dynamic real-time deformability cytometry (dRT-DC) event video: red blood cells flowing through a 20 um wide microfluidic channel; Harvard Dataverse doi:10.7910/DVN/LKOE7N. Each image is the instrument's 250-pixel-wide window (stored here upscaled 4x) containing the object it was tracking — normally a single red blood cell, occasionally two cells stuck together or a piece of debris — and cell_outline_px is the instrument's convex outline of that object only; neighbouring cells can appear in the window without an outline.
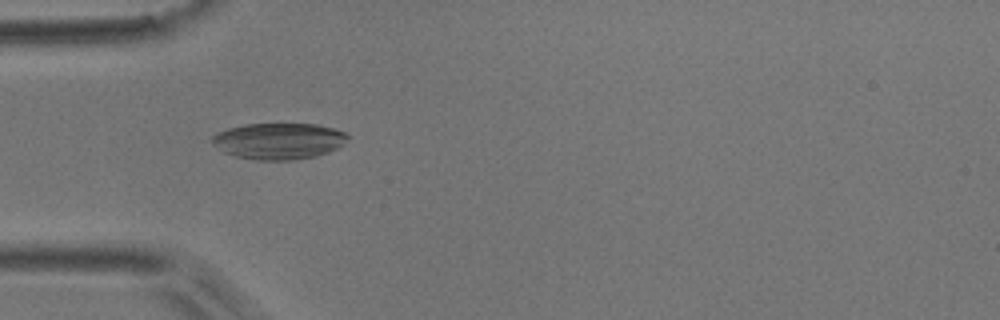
{"species": "common noctule bat (a hibernating species)", "species_latin": "Nyctalus noctula", "temperature_condition": "room temperature", "stored_images_in_passage": 6, "camera_frame_rate_fps": 3000, "um_per_image_px": 0.085, "animal": {"sex": "male", "body_mass_g": 17.9}, "frame": {"image": 1, "passage_image": 5, "time_ms": 4.667, "image_size_px": [1000, 320], "cell_outline_px": [[348, 136], [336, 148], [328, 152], [316, 156], [292, 160], [256, 160], [236, 156], [224, 152], [212, 144], [212, 136], [228, 128], [248, 124], [316, 124], [332, 128], [344, 132]], "centroid_in_image_um": [23.66, 11.99], "position_along_channel_um": 61.3, "area_um2": 28.26}}
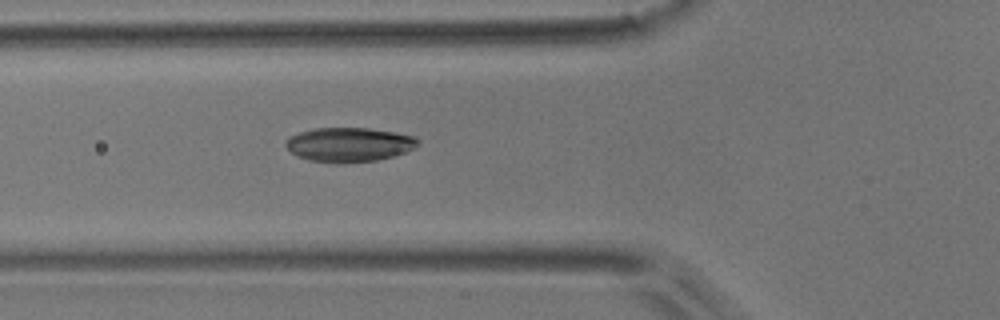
{"frame": {"image": 2, "passage_image": 6, "time_ms": 5.667, "image_size_px": [1000, 320], "cell_outline_px": [[420, 144], [404, 152], [392, 156], [376, 160], [344, 164], [336, 164], [308, 160], [296, 156], [284, 144], [284, 140], [288, 136], [300, 132], [316, 128], [368, 128], [396, 132], [412, 136], [420, 140]], "centroid_in_image_um": [29.63, 12.3], "position_along_channel_um": 96.2, "area_um2": 26.65}}